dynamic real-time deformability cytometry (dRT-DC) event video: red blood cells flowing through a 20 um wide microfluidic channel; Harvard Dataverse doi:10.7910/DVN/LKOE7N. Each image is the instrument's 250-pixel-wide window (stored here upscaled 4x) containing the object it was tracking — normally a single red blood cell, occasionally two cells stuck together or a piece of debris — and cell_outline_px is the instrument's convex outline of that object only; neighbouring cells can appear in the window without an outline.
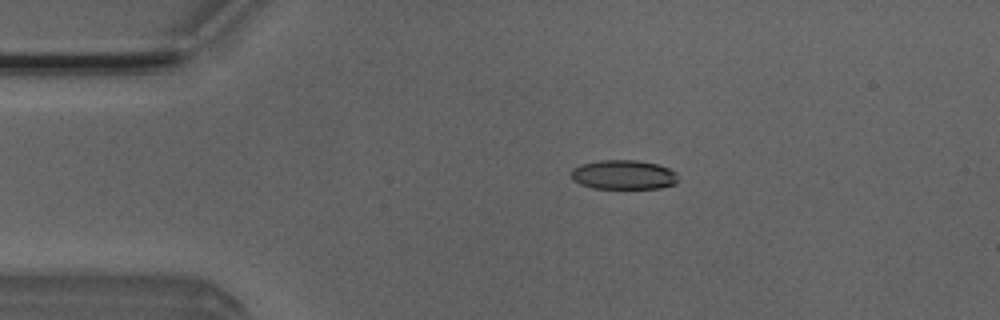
{"species": "Egyptian fruit bat (a non-hibernating species)", "species_latin": "Rousettus aegyptiacus", "temperature_condition": "room temperature", "stored_images_in_passage": 5, "camera_frame_rate_fps": 3000, "um_per_image_px": 0.085, "animal": {"sex": "male"}, "frame": {"image": 1, "passage_image": 2, "time_ms": 0.333, "image_size_px": [1000, 320], "cell_outline_px": [[680, 180], [676, 184], [660, 188], [592, 188], [580, 184], [572, 180], [572, 168], [584, 164], [600, 160], [636, 160], [656, 164], [668, 168], [676, 172]], "centroid_in_image_um": [53.04, 14.86], "position_along_channel_um": 32.0, "area_um2": 18.32}}
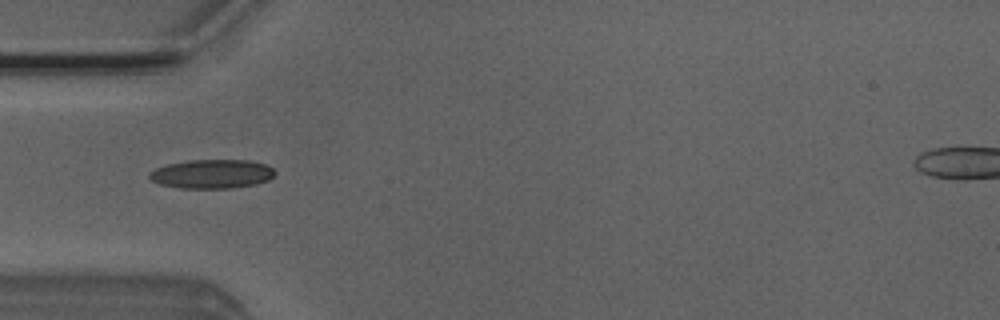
{"frame": {"image": 2, "passage_image": 4, "time_ms": 1.0, "image_size_px": [1000, 320], "cell_outline_px": [[276, 172], [268, 180], [256, 184], [232, 188], [180, 188], [160, 184], [152, 180], [148, 176], [148, 172], [156, 168], [168, 164], [188, 160], [248, 160], [264, 164], [272, 168]], "centroid_in_image_um": [17.99, 14.78], "position_along_channel_um": 67.0, "area_um2": 21.15}}